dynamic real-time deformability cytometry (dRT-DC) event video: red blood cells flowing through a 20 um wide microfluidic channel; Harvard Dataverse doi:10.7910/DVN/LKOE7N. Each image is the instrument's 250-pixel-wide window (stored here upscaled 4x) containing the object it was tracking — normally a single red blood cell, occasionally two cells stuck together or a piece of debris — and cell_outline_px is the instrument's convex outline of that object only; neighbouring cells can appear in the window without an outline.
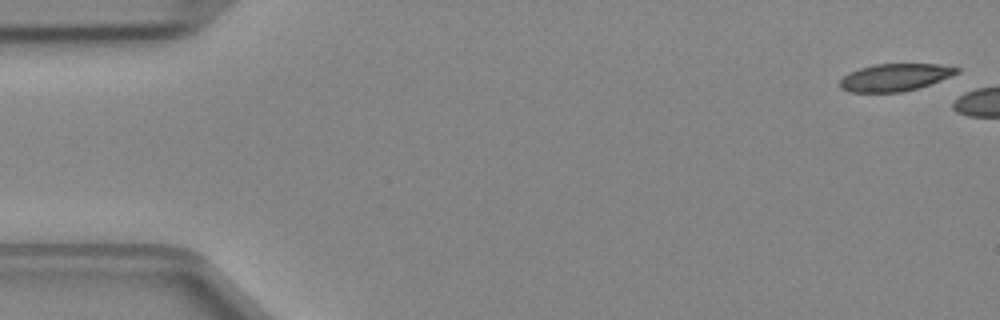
{"species": "Egyptian fruit bat (a non-hibernating species)", "species_latin": "Rousettus aegyptiacus", "temperature_condition": "cold", "stored_images_in_passage": 5, "camera_frame_rate_fps": 3000, "um_per_image_px": 0.085, "animal": {"sex": "female"}, "frame": {"image": 1, "passage_image": 1, "time_ms": 0.0, "image_size_px": [1000, 320], "cell_outline_px": [[960, 72], [952, 76], [904, 92], [848, 92], [840, 88], [840, 80], [848, 72], [860, 68], [876, 64], [940, 64], [960, 68]], "centroid_in_image_um": [76.06, 6.57], "position_along_channel_um": 8.9, "area_um2": 18.61}}